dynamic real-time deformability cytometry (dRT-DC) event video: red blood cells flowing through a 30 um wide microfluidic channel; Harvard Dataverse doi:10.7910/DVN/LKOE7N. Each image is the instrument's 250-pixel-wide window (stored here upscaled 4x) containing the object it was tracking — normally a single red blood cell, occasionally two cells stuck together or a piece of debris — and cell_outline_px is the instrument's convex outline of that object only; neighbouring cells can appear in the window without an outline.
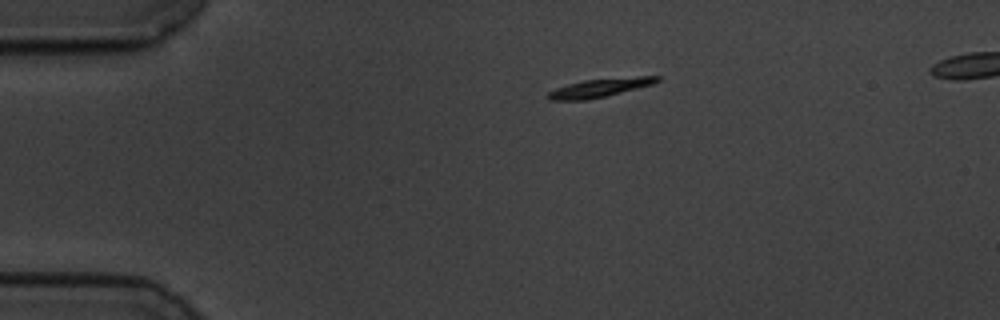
{"species": "common noctule bat (a hibernating species)", "species_latin": "Nyctalus noctula", "temperature_condition": "cold", "stored_images_in_passage": 48, "segment_of_instrument_passage": [1, 2], "camera_frame_rate_fps": 3000, "um_per_image_px": 0.085, "animal": {"sex": "male", "body_mass_g": 19.5, "forearm_length_mm": 54.6}, "frame": {"image": 1, "passage_image": 1, "time_ms": 0.0, "image_size_px": [1000, 320], "cell_outline_px": [[660, 80], [652, 84], [588, 100], [548, 100], [544, 96], [548, 92], [556, 88], [568, 84], [584, 80], [636, 76], [660, 76]], "centroid_in_image_um": [50.91, 7.46], "position_along_channel_um": 34.1, "area_um2": 11.68}}
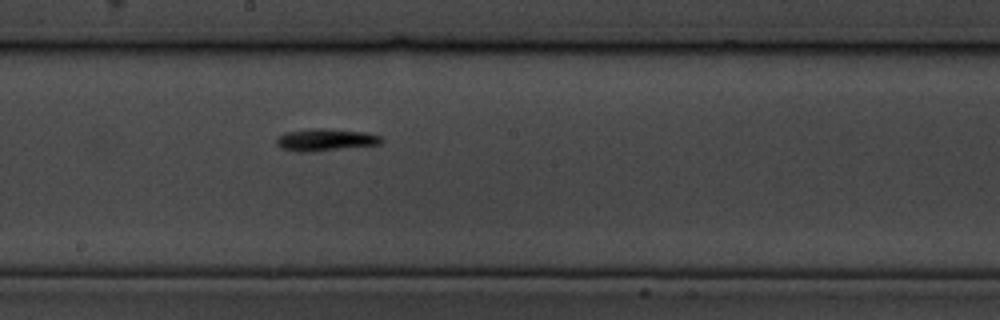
{"frame": {"image": 2, "passage_image": 21, "time_ms": 6.667, "image_size_px": [1000, 320], "cell_outline_px": [[384, 140], [380, 144], [312, 152], [296, 152], [280, 148], [276, 144], [276, 136], [284, 132], [316, 128], [324, 128], [368, 132], [380, 136]], "centroid_in_image_um": [27.63, 11.88], "position_along_channel_um": 220.6, "area_um2": 13.81}}
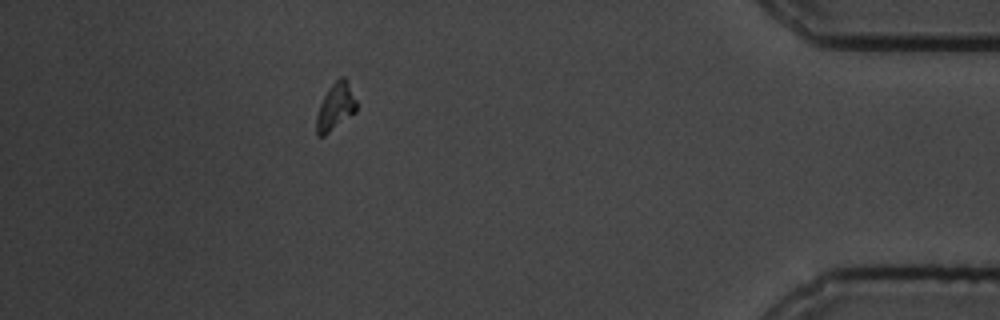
{"frame": {"image": 3, "passage_image": 41, "time_ms": 13.333, "image_size_px": [1000, 320], "cell_outline_px": [[356, 112], [324, 136], [316, 136], [316, 116], [320, 104], [328, 88], [340, 76], [344, 76], [356, 100]], "centroid_in_image_um": [28.5, 9.09], "position_along_channel_um": 406.7, "area_um2": 10.87}}